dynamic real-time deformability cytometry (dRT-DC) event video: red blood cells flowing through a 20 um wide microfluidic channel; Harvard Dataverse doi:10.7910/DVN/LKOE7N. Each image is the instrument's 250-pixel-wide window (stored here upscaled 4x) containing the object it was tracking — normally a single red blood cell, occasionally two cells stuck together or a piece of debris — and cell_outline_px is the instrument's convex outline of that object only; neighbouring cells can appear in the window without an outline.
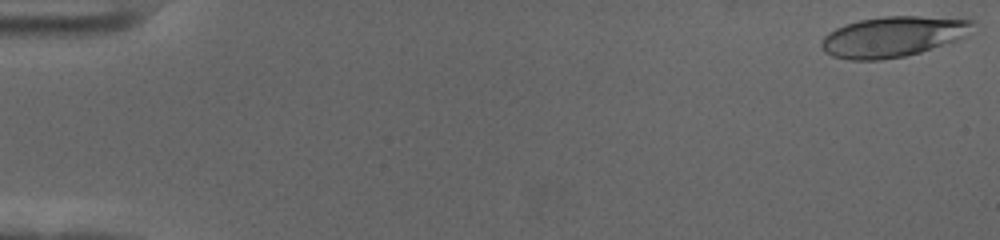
{"species": "human", "species_latin": "Homo sapiens", "temperature_condition": "cold", "stored_images_in_passage": 57, "camera_frame_rate_fps": 3000, "um_per_image_px": 0.085, "donor": {"sex": "female"}, "frame": {"image": 1, "passage_image": 1, "time_ms": 0.0, "image_size_px": [1000, 240], "cell_outline_px": [[972, 24], [960, 36], [952, 40], [920, 52], [904, 56], [880, 60], [848, 60], [832, 56], [824, 52], [820, 48], [820, 44], [824, 36], [828, 32], [844, 24], [860, 20], [884, 16], [920, 16], [972, 20]], "centroid_in_image_um": [75.72, 3.12], "position_along_channel_um": 9.3, "area_um2": 34.91}}
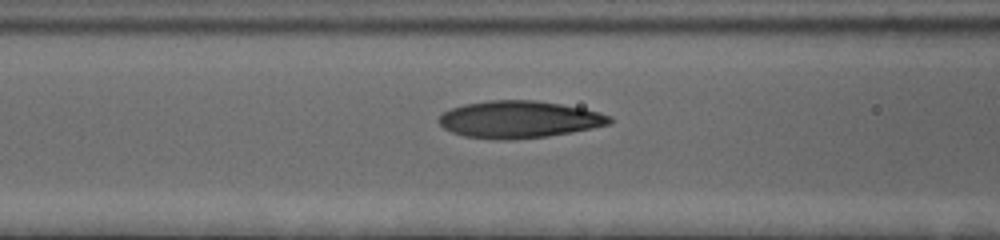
{"frame": {"image": 2, "passage_image": 24, "time_ms": 7.667, "image_size_px": [1000, 240], "cell_outline_px": [[612, 124], [592, 128], [544, 136], [508, 140], [504, 140], [464, 136], [452, 132], [444, 128], [440, 124], [440, 116], [444, 112], [452, 108], [464, 104], [488, 100], [536, 100], [584, 108], [612, 116]], "centroid_in_image_um": [44.14, 10.14], "position_along_channel_um": 122.5, "area_um2": 36.65}}
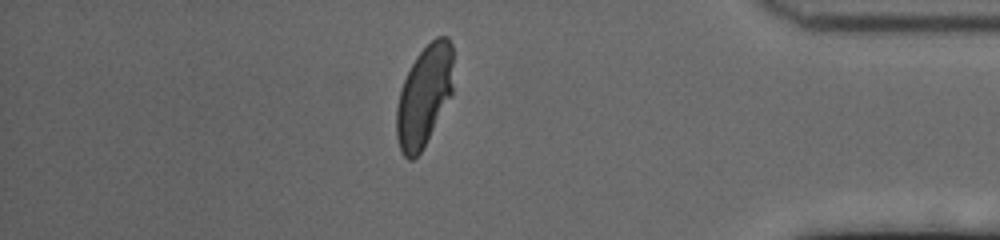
{"frame": {"image": 3, "passage_image": 50, "time_ms": 16.333, "image_size_px": [1000, 240], "cell_outline_px": [[452, 96], [420, 152], [412, 160], [408, 160], [400, 152], [396, 136], [396, 108], [400, 88], [416, 56], [436, 36], [448, 36], [452, 44]], "centroid_in_image_um": [36.04, 8.16], "position_along_channel_um": 399.2, "area_um2": 33.41}, "authors_computed_cell_mechanics": {"area_um2": 35.1424, "velocity_mm_per_s": 3.5346, "shape_relaxation_time_tau1_ms": 4.8251, "shape_relaxation_time_tau2_ms": 1.1322, "deformation_change_tau1": 0.1951, "deformation_change_tau2": 0.0717}}